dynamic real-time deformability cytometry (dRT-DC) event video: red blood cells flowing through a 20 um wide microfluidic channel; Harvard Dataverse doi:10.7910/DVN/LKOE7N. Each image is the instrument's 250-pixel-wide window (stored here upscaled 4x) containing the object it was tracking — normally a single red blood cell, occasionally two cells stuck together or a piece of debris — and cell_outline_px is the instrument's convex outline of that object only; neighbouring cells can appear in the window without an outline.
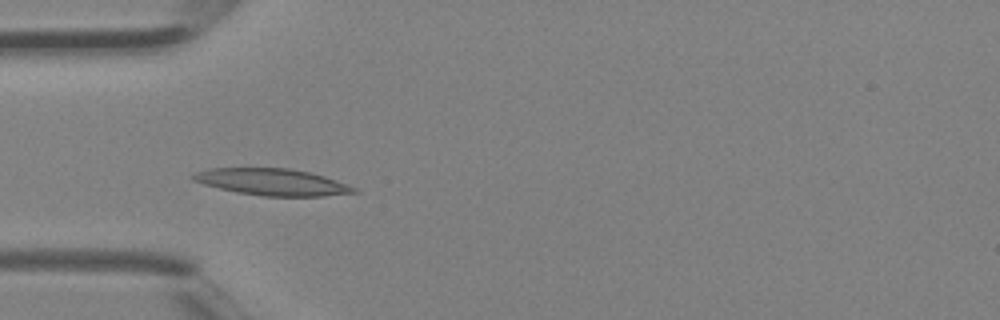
{"species": "Egyptian fruit bat (a non-hibernating species)", "species_latin": "Rousettus aegyptiacus", "temperature_condition": "room temperature", "stored_images_in_passage": 3, "camera_frame_rate_fps": 3000, "um_per_image_px": 0.085, "animal": {"sex": "female"}, "frame": {"image": 1, "passage_image": 3, "time_ms": 0.667, "image_size_px": [1000, 320], "cell_outline_px": [[360, 192], [324, 196], [264, 196], [236, 192], [204, 184], [192, 180], [188, 176], [196, 172], [208, 168], [288, 168], [308, 172], [324, 176], [336, 180], [356, 188]], "centroid_in_image_um": [23.11, 15.47], "position_along_channel_um": 61.9, "area_um2": 24.97}}